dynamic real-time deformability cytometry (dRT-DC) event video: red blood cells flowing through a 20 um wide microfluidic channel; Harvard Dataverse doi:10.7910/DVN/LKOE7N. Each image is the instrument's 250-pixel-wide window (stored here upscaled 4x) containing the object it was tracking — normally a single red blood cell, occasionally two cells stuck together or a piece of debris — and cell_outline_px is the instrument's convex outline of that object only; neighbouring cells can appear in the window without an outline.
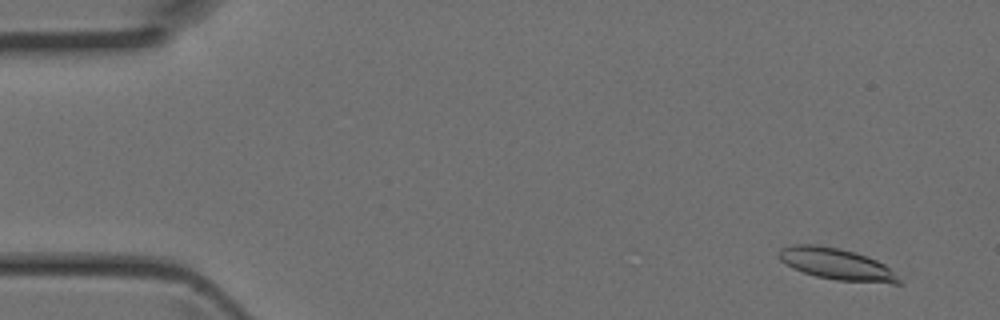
{"species": "Egyptian fruit bat (a non-hibernating species)", "species_latin": "Rousettus aegyptiacus", "temperature_condition": "room temperature", "stored_images_in_passage": 17, "camera_frame_rate_fps": 3000, "um_per_image_px": 0.085, "animal": {"sex": "female"}, "frame": {"image": 1, "passage_image": 3, "time_ms": 0.667, "image_size_px": [1000, 320], "cell_outline_px": [[900, 284], [892, 284], [836, 280], [816, 276], [792, 268], [780, 260], [776, 256], [776, 252], [780, 248], [792, 244], [816, 244], [840, 248], [856, 252], [876, 260], [884, 264], [900, 280]], "centroid_in_image_um": [71.04, 22.43], "position_along_channel_um": 14.0, "area_um2": 22.2}}
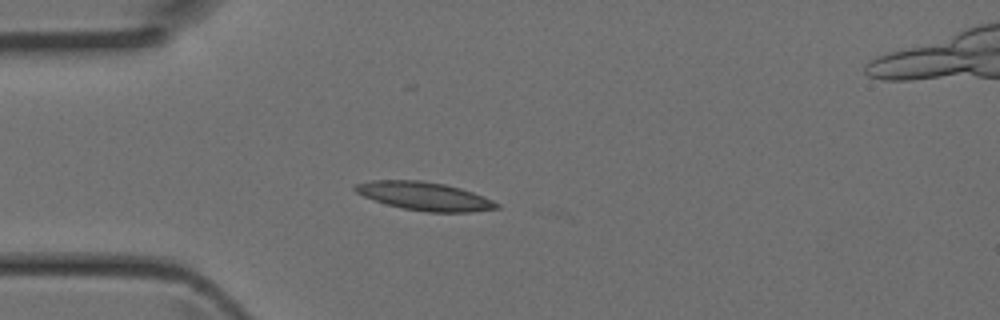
{"frame": {"image": 2, "passage_image": 12, "time_ms": 3.667, "image_size_px": [1000, 320], "cell_outline_px": [[500, 208], [472, 212], [428, 212], [400, 208], [364, 196], [356, 192], [352, 188], [356, 184], [372, 180], [420, 180], [444, 184], [460, 188], [484, 196], [500, 204]], "centroid_in_image_um": [36.11, 16.68], "position_along_channel_um": 48.9, "area_um2": 23.29}}
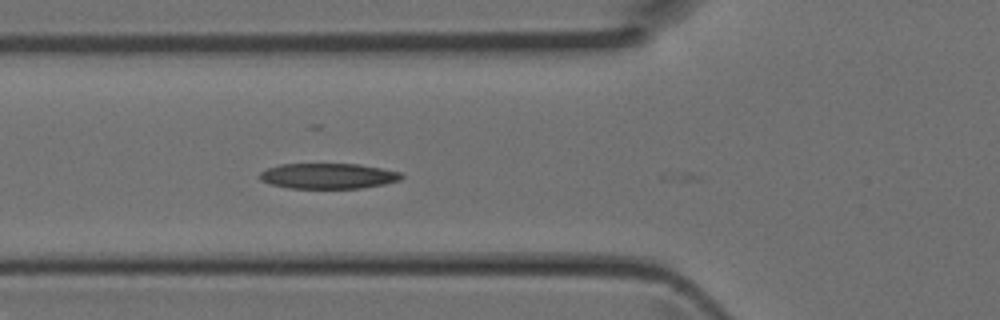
{"frame": {"image": 3, "passage_image": 16, "time_ms": 5.0, "image_size_px": [1000, 320], "cell_outline_px": [[404, 176], [400, 180], [384, 184], [360, 188], [288, 188], [272, 184], [260, 180], [260, 172], [268, 168], [280, 164], [360, 164], [400, 172]], "centroid_in_image_um": [27.9, 14.95], "position_along_channel_um": 97.9, "area_um2": 20.92}}